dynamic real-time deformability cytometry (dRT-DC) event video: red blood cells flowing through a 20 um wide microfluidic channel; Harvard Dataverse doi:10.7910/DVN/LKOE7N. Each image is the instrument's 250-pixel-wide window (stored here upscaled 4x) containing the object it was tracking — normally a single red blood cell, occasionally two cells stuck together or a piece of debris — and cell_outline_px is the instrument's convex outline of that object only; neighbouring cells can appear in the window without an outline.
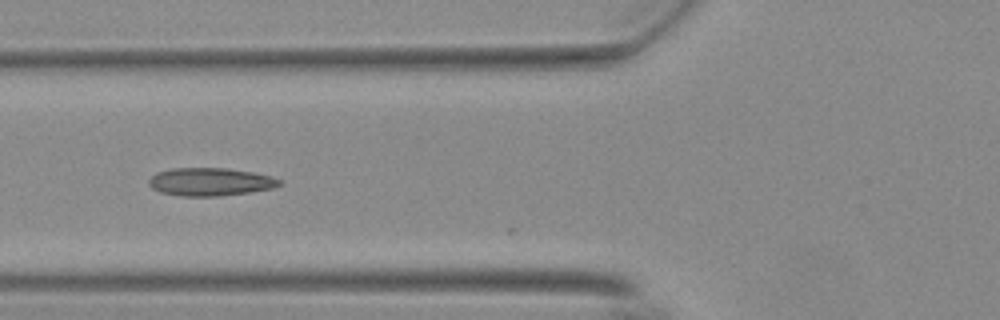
{"species": "Egyptian fruit bat (a non-hibernating species)", "species_latin": "Rousettus aegyptiacus", "temperature_condition": "warm", "stored_images_in_passage": 27, "camera_frame_rate_fps": 3000, "um_per_image_px": 0.085, "animal": {"sex": "female"}, "frame": {"image": 1, "passage_image": 22, "time_ms": 7.0, "image_size_px": [1000, 320], "cell_outline_px": [[284, 184], [272, 188], [252, 192], [220, 196], [180, 196], [160, 192], [152, 188], [148, 184], [148, 180], [156, 172], [172, 168], [228, 168], [252, 172], [272, 176], [280, 180]], "centroid_in_image_um": [17.88, 15.45], "position_along_channel_um": 107.9, "area_um2": 21.5}}
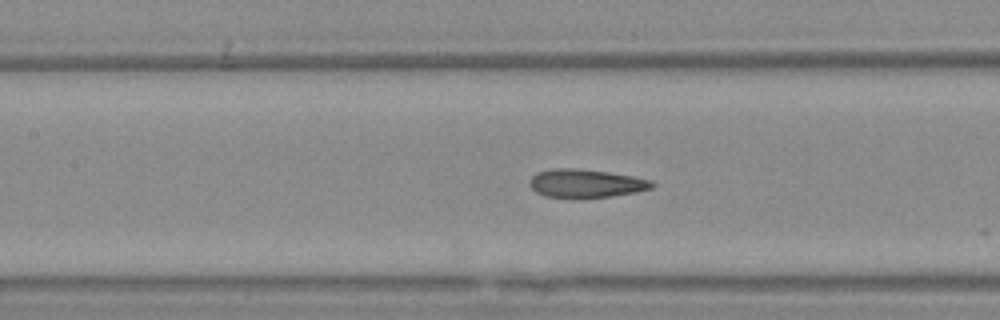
{"frame": {"image": 2, "passage_image": 26, "time_ms": 8.333, "image_size_px": [1000, 320], "cell_outline_px": [[656, 184], [652, 188], [636, 192], [612, 196], [580, 200], [576, 200], [544, 196], [536, 192], [528, 184], [532, 176], [540, 172], [552, 168], [576, 168], [608, 172], [632, 176], [652, 180]], "centroid_in_image_um": [49.79, 15.62], "position_along_channel_um": 157.6, "area_um2": 20.81}}